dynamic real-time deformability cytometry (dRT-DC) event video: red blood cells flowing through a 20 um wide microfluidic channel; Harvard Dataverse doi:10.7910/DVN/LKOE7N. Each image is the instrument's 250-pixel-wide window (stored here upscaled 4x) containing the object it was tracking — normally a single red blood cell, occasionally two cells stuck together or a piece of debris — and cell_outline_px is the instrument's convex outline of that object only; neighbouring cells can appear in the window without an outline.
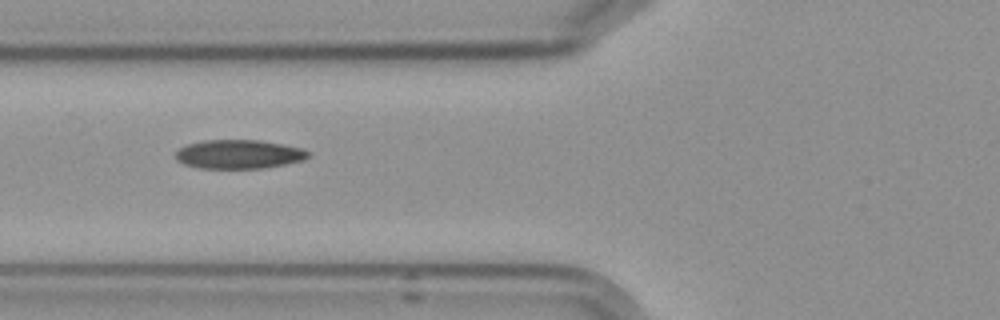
{"species": "Egyptian fruit bat (a non-hibernating species)", "species_latin": "Rousettus aegyptiacus", "temperature_condition": "cold", "stored_images_in_passage": 16, "camera_frame_rate_fps": 3000, "um_per_image_px": 0.085, "frame": {"image": 1, "passage_image": 7, "time_ms": 8.0, "image_size_px": [1000, 320], "cell_outline_px": [[308, 156], [304, 160], [264, 168], [200, 168], [184, 164], [176, 160], [176, 152], [180, 148], [188, 144], [204, 140], [260, 140], [284, 144], [300, 148], [308, 152]], "centroid_in_image_um": [20.29, 13.11], "position_along_channel_um": 105.5, "area_um2": 22.2}}
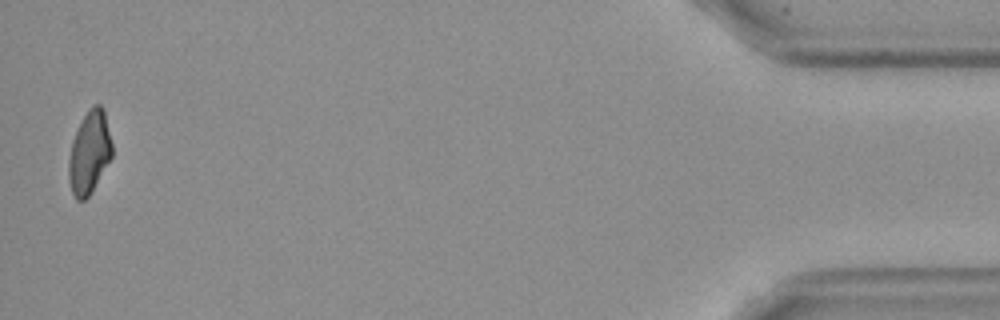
{"frame": {"image": 2, "passage_image": 16, "time_ms": 19.333, "image_size_px": [1000, 320], "cell_outline_px": [[112, 156], [88, 196], [84, 200], [76, 200], [72, 192], [68, 180], [68, 160], [72, 140], [88, 108], [92, 104], [100, 104], [104, 108], [112, 144]], "centroid_in_image_um": [7.59, 12.93], "position_along_channel_um": 427.6, "area_um2": 20.75}, "authors_computed_cell_mechanics": {"area_um2": 22.0507, "velocity_mm_per_s": 3.5539, "shape_relaxation_time_tau1_ms": 7.3596, "shape_relaxation_time_tau2_ms": 5.2271, "deformation_change_tau1": 0.1654, "deformation_change_tau2": 0.1081}}